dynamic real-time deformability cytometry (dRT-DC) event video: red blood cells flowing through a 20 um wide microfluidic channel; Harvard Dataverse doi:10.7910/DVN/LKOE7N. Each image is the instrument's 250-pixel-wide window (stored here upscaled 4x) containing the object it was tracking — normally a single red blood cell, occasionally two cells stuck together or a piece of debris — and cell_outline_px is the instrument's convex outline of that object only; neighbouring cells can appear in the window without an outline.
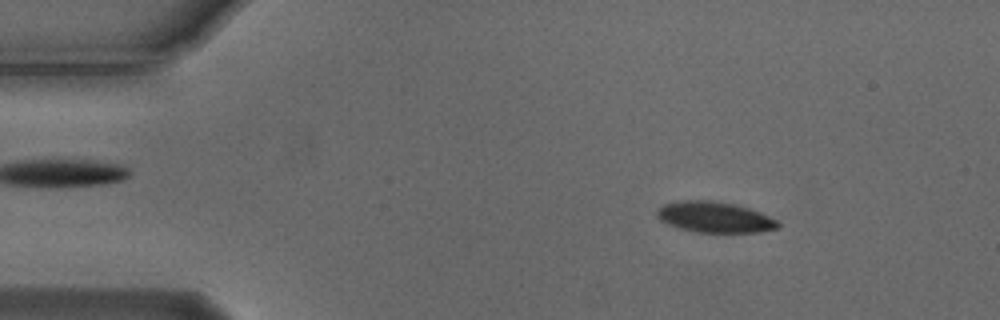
{"species": "Egyptian fruit bat (a non-hibernating species)", "species_latin": "Rousettus aegyptiacus", "temperature_condition": "cold", "stored_images_in_passage": 49, "camera_frame_rate_fps": 3000, "um_per_image_px": 0.085, "animal": {"sex": "male"}, "frame": {"image": 1, "passage_image": 1, "time_ms": 0.0, "image_size_px": [1000, 320], "cell_outline_px": [[780, 224], [776, 228], [760, 232], [696, 232], [676, 228], [660, 220], [656, 216], [656, 208], [664, 204], [680, 200], [712, 200], [736, 204], [748, 208], [776, 220]], "centroid_in_image_um": [60.66, 18.45], "position_along_channel_um": 24.3, "area_um2": 21.73}}
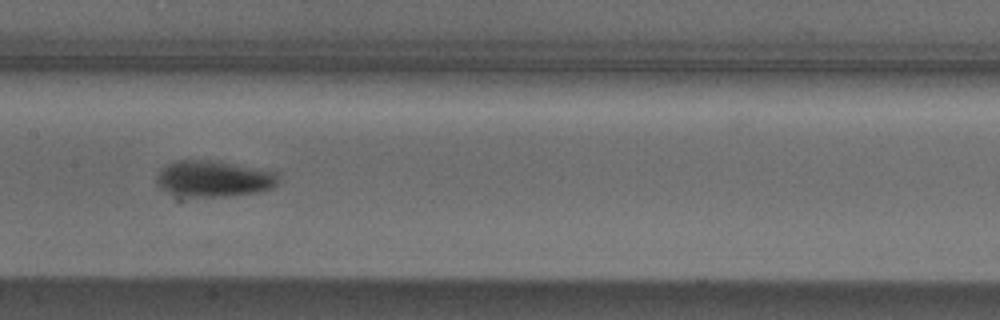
{"frame": {"image": 2, "passage_image": 20, "time_ms": 6.333, "image_size_px": [1000, 320], "cell_outline_px": [[280, 180], [272, 188], [256, 192], [228, 196], [172, 196], [160, 188], [156, 184], [156, 180], [160, 168], [168, 164], [180, 160], [208, 160], [280, 172]], "centroid_in_image_um": [18.15, 15.2], "position_along_channel_um": 189.3, "area_um2": 25.78}}
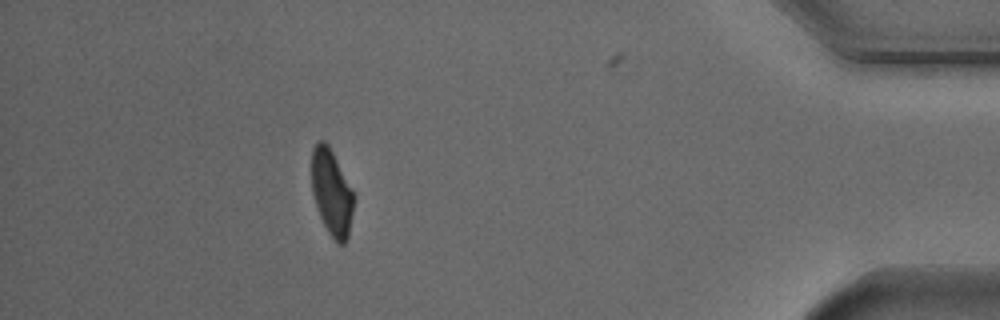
{"frame": {"image": 3, "passage_image": 42, "time_ms": 13.667, "image_size_px": [1000, 320], "cell_outline_px": [[356, 196], [348, 236], [344, 244], [336, 244], [328, 232], [320, 216], [312, 192], [312, 148], [320, 140], [324, 140], [328, 144]], "centroid_in_image_um": [28.21, 16.38], "position_along_channel_um": 407.0, "area_um2": 21.15}, "authors_computed_cell_mechanics": {"area_um2": 23.12, "velocity_mm_per_s": 3.7225, "shape_relaxation_time_tau1_ms": 2.2096, "shape_relaxation_time_tau2_ms": null, "deformation_change_tau1": 0.1222, "deformation_change_tau2": null}}